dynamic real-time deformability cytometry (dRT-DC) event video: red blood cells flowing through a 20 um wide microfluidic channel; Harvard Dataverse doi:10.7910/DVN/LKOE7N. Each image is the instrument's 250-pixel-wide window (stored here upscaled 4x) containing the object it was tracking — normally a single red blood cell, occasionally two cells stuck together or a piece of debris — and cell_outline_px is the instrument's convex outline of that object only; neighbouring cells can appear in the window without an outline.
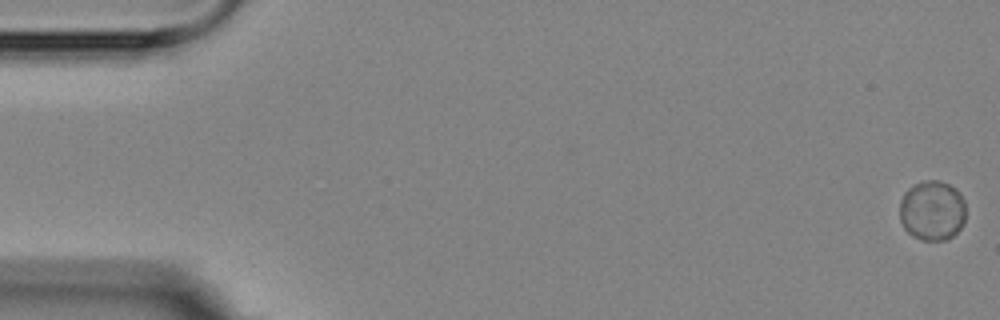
{"species": "Egyptian fruit bat (a non-hibernating species)", "species_latin": "Rousettus aegyptiacus", "temperature_condition": "room temperature", "stored_images_in_passage": 7, "camera_frame_rate_fps": 3000, "um_per_image_px": 0.085, "animal": {"sex": "female"}, "frame": {"image": 1, "passage_image": 1, "time_ms": 0.0, "image_size_px": [1000, 320], "cell_outline_px": [[964, 220], [960, 228], [948, 240], [924, 240], [908, 232], [904, 228], [900, 220], [900, 200], [904, 192], [908, 188], [924, 180], [940, 180], [956, 188], [960, 192], [964, 200]], "centroid_in_image_um": [79.23, 17.87], "position_along_channel_um": 5.8, "area_um2": 23.12}}
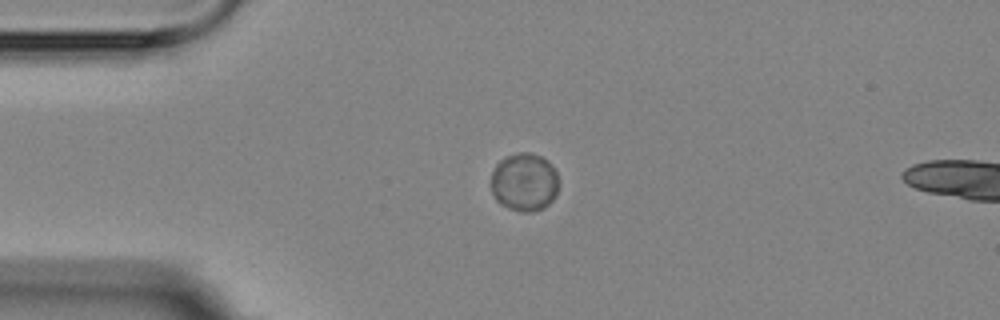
{"frame": {"image": 2, "passage_image": 5, "time_ms": 4.333, "image_size_px": [1000, 320], "cell_outline_px": [[560, 184], [556, 196], [544, 208], [532, 212], [520, 212], [500, 204], [496, 200], [492, 192], [492, 172], [496, 164], [500, 160], [508, 156], [520, 152], [528, 152], [540, 156], [548, 160], [552, 164], [556, 172]], "centroid_in_image_um": [44.6, 15.49], "position_along_channel_um": 40.4, "area_um2": 23.18}}
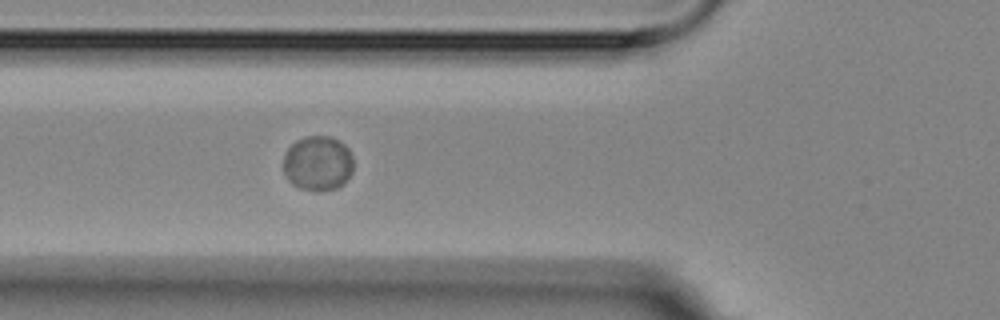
{"frame": {"image": 3, "passage_image": 7, "time_ms": 6.667, "image_size_px": [1000, 320], "cell_outline_px": [[352, 172], [344, 184], [336, 188], [316, 192], [300, 188], [292, 184], [288, 180], [284, 172], [284, 156], [288, 148], [296, 140], [304, 136], [328, 136], [340, 140], [348, 148], [352, 156]], "centroid_in_image_um": [27.02, 13.88], "position_along_channel_um": 98.8, "area_um2": 22.6}}